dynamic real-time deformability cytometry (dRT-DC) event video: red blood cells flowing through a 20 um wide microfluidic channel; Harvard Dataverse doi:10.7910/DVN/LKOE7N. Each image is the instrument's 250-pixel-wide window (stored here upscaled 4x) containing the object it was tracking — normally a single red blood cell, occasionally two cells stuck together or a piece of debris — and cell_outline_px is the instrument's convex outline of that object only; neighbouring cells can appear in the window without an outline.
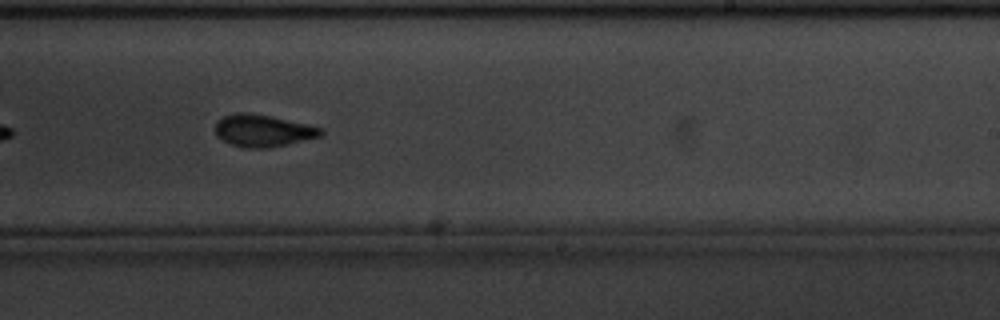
{"species": "common noctule bat (a hibernating species)", "species_latin": "Nyctalus noctula", "temperature_condition": "cold", "stored_images_in_passage": 15, "camera_frame_rate_fps": 3000, "um_per_image_px": 0.085, "animal": {"sex": "male", "body_mass_g": 20.1, "forearm_length_mm": 53.5}, "frame": {"image": 1, "passage_image": 9, "time_ms": 2.667, "image_size_px": [1000, 320], "cell_outline_px": [[324, 132], [320, 136], [268, 148], [248, 148], [232, 144], [220, 140], [216, 136], [216, 120], [224, 116], [236, 112], [248, 112], [268, 116], [324, 128]], "centroid_in_image_um": [22.3, 11.1], "position_along_channel_um": 266.7, "area_um2": 19.54}}
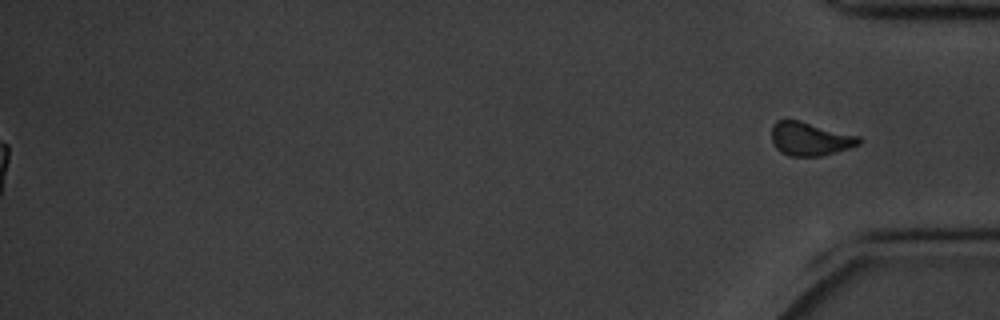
{"frame": {"image": 2, "passage_image": 15, "time_ms": 4.667, "image_size_px": [1000, 320], "cell_outline_px": [[864, 140], [860, 144], [848, 148], [820, 156], [788, 156], [780, 152], [776, 148], [772, 140], [772, 124], [776, 120], [800, 120], [860, 136]], "centroid_in_image_um": [68.85, 11.79], "position_along_channel_um": 366.3, "area_um2": 17.17}}